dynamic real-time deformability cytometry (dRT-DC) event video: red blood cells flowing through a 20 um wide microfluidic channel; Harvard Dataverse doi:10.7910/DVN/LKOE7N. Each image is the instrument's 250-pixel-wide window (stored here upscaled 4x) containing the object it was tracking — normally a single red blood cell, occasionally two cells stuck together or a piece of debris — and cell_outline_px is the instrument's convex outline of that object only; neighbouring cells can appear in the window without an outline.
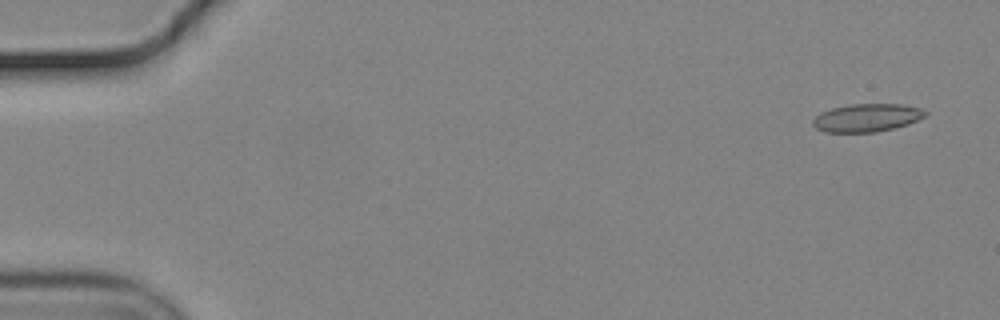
{"species": "common noctule bat (a hibernating species)", "species_latin": "Nyctalus noctula", "temperature_condition": "cold", "stored_images_in_passage": 56, "camera_frame_rate_fps": 3000, "um_per_image_px": 0.085, "animal": {"sex": "male", "body_mass_g": 19.2, "forearm_length_mm": 51.8}, "frame": {"image": 1, "passage_image": 3, "time_ms": 0.667, "image_size_px": [1000, 320], "cell_outline_px": [[928, 112], [924, 116], [908, 124], [896, 128], [876, 132], [824, 132], [816, 128], [812, 124], [812, 120], [820, 112], [832, 108], [848, 104], [900, 104], [920, 108]], "centroid_in_image_um": [73.65, 10.01], "position_along_channel_um": 11.3, "area_um2": 18.38}}
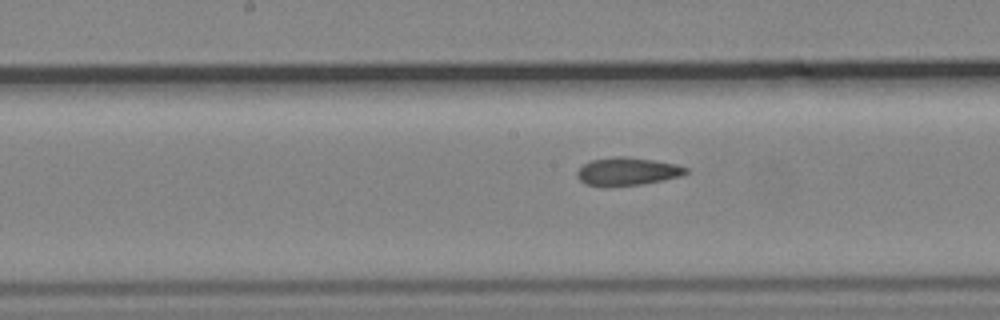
{"frame": {"image": 2, "passage_image": 29, "time_ms": 9.333, "image_size_px": [1000, 320], "cell_outline_px": [[688, 172], [680, 176], [664, 180], [640, 184], [588, 184], [580, 180], [576, 176], [576, 172], [584, 164], [592, 160], [616, 156], [628, 156], [676, 164], [688, 168]], "centroid_in_image_um": [53.37, 14.53], "position_along_channel_um": 194.8, "area_um2": 17.11}}
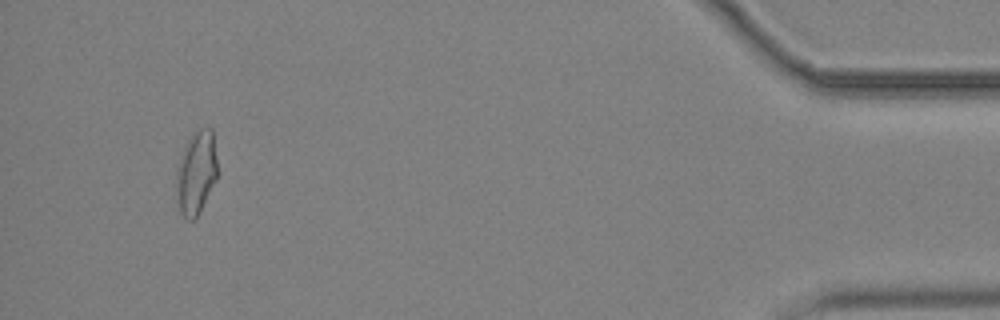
{"frame": {"image": 3, "passage_image": 53, "time_ms": 17.333, "image_size_px": [1000, 320], "cell_outline_px": [[216, 180], [196, 220], [188, 220], [180, 212], [176, 196], [176, 168], [184, 144], [200, 128], [212, 128], [216, 156]], "centroid_in_image_um": [16.65, 14.71], "position_along_channel_um": 418.5, "area_um2": 20.06}, "authors_computed_cell_mechanics": {"area_um2": 18.1203, "velocity_mm_per_s": 3.6984, "shape_relaxation_time_tau1_ms": null, "shape_relaxation_time_tau2_ms": 2.9668, "deformation_change_tau1": null, "deformation_change_tau2": 0.103}}